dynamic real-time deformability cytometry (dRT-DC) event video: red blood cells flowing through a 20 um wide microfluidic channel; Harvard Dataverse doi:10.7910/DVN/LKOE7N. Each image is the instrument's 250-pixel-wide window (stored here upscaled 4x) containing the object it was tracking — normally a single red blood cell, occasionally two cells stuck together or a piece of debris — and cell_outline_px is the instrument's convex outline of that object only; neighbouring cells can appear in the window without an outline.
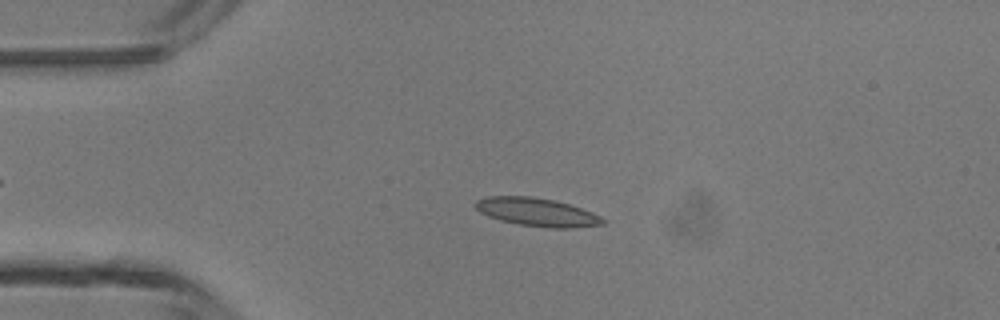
{"species": "common noctule bat (a hibernating species)", "species_latin": "Nyctalus noctula", "temperature_condition": "room temperature", "stored_images_in_passage": 4, "camera_frame_rate_fps": 3000, "um_per_image_px": 0.085, "animal": {"sex": "male", "body_mass_g": 13.3}, "frame": {"image": 1, "passage_image": 3, "time_ms": 2.333, "image_size_px": [1000, 320], "cell_outline_px": [[608, 220], [604, 224], [572, 228], [552, 228], [520, 224], [500, 220], [488, 216], [480, 212], [472, 204], [476, 200], [484, 196], [532, 196], [552, 200], [568, 204], [592, 212]], "centroid_in_image_um": [45.62, 18.02], "position_along_channel_um": 39.4, "area_um2": 20.98}}